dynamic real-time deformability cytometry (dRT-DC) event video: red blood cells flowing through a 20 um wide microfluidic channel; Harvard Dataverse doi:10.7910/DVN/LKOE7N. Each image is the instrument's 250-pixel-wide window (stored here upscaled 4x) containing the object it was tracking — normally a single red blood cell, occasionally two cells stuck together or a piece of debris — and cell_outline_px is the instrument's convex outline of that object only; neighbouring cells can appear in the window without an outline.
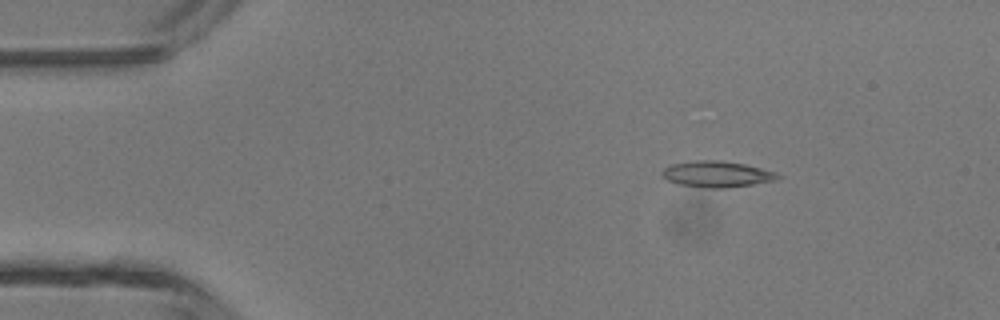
{"species": "common noctule bat (a hibernating species)", "species_latin": "Nyctalus noctula", "temperature_condition": "room temperature", "stored_images_in_passage": 4, "camera_frame_rate_fps": 3000, "um_per_image_px": 0.085, "animal": {"sex": "male", "body_mass_g": 13.3}, "frame": {"image": 1, "passage_image": 2, "time_ms": 0.333, "image_size_px": [1000, 320], "cell_outline_px": [[784, 176], [776, 180], [752, 184], [724, 188], [708, 188], [680, 184], [668, 180], [660, 172], [664, 168], [672, 164], [696, 160], [716, 160], [744, 164], [776, 172]], "centroid_in_image_um": [60.96, 14.8], "position_along_channel_um": 24.0, "area_um2": 17.4}}
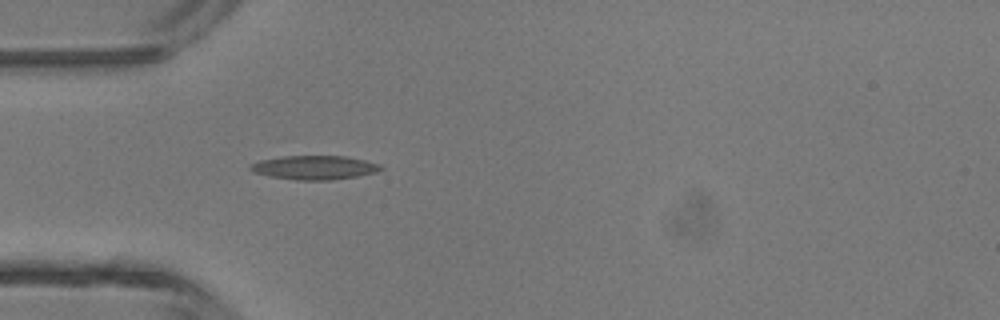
{"frame": {"image": 2, "passage_image": 4, "time_ms": 1.0, "image_size_px": [1000, 320], "cell_outline_px": [[384, 168], [376, 172], [356, 176], [332, 180], [296, 180], [268, 176], [256, 172], [248, 168], [252, 164], [260, 160], [284, 156], [344, 156], [364, 160], [380, 164]], "centroid_in_image_um": [26.74, 14.24], "position_along_channel_um": 58.3, "area_um2": 18.03}}